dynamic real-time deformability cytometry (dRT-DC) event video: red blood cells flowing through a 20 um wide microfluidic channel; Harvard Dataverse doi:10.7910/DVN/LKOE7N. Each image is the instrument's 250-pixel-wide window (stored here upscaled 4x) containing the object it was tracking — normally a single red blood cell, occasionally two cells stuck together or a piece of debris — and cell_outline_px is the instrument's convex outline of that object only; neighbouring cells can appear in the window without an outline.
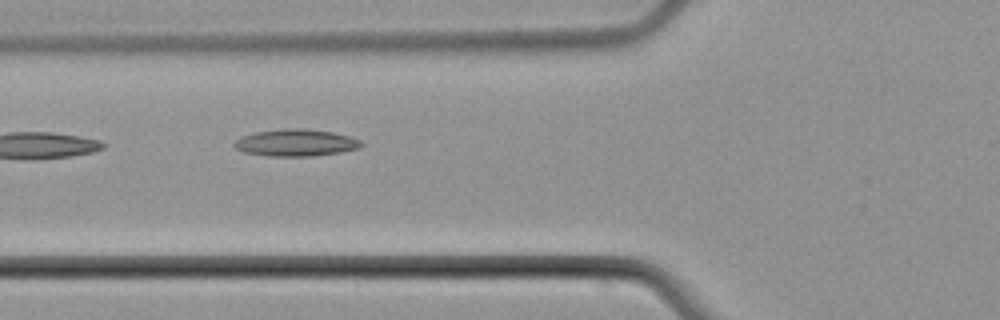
{"species": "common noctule bat (a hibernating species)", "species_latin": "Nyctalus noctula", "temperature_condition": "cold", "stored_images_in_passage": 3, "camera_frame_rate_fps": 3000, "um_per_image_px": 0.085, "animal": {"sex": "male", "body_mass_g": 21.5, "forearm_length_mm": 52.0}, "frame": {"image": 1, "passage_image": 3, "time_ms": 2.333, "image_size_px": [1000, 320], "cell_outline_px": [[364, 144], [360, 148], [340, 152], [312, 156], [268, 156], [244, 152], [236, 148], [232, 144], [240, 136], [256, 132], [284, 128], [304, 128], [332, 132], [352, 136], [360, 140]], "centroid_in_image_um": [25.16, 12.12], "position_along_channel_um": 100.6, "area_um2": 20.11}}